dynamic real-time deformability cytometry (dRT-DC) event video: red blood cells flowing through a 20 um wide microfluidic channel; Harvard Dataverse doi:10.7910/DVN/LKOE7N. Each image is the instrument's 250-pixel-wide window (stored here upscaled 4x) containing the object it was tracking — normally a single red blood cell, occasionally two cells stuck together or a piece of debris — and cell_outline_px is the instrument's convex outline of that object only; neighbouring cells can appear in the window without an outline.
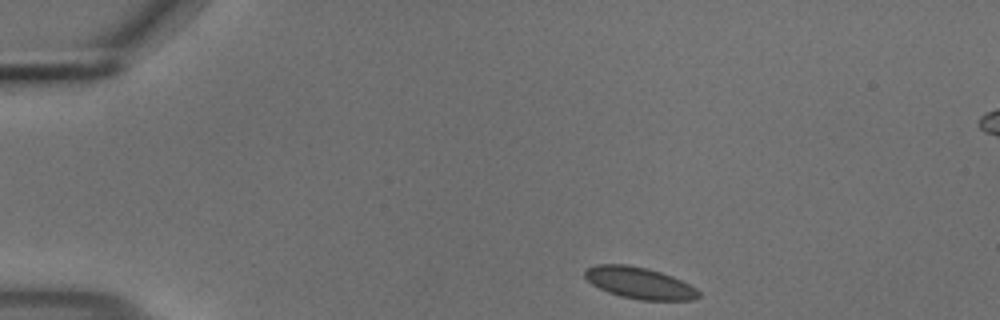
{"species": "common noctule bat (a hibernating species)", "species_latin": "Nyctalus noctula", "temperature_condition": "cold", "stored_images_in_passage": 46, "camera_frame_rate_fps": 3000, "um_per_image_px": 0.085, "animal": {"sex": "male", "body_mass_g": 18.8}, "frame": {"image": 1, "passage_image": 1, "time_ms": 0.0, "image_size_px": [1000, 320], "cell_outline_px": [[700, 296], [696, 300], [640, 300], [620, 296], [608, 292], [592, 284], [584, 276], [584, 268], [596, 264], [628, 264], [648, 268], [672, 276], [696, 288], [700, 292]], "centroid_in_image_um": [54.34, 24.04], "position_along_channel_um": 30.7, "area_um2": 21.04}}
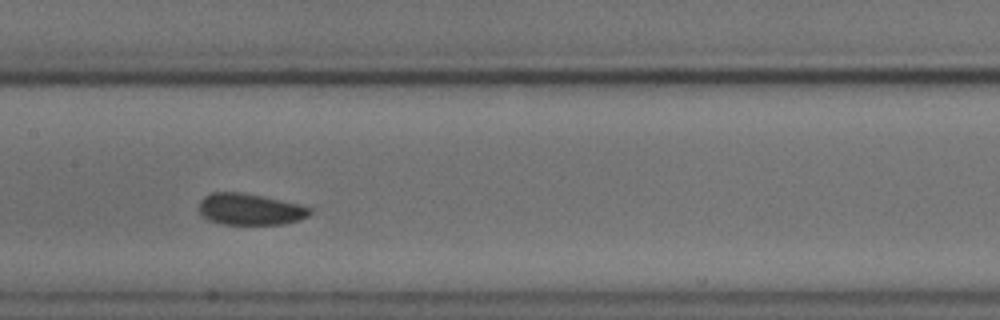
{"frame": {"image": 2, "passage_image": 19, "time_ms": 6.0, "image_size_px": [1000, 320], "cell_outline_px": [[312, 212], [308, 216], [300, 220], [284, 224], [220, 224], [204, 216], [200, 212], [200, 200], [204, 196], [212, 192], [240, 192], [264, 196], [312, 208]], "centroid_in_image_um": [21.27, 17.78], "position_along_channel_um": 186.1, "area_um2": 20.17}}
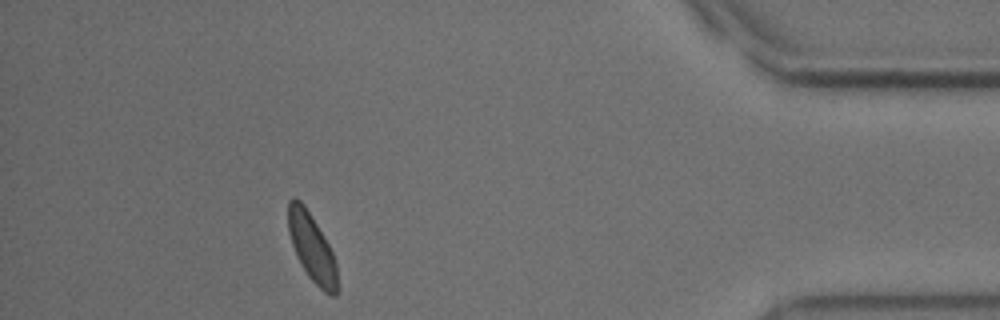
{"frame": {"image": 3, "passage_image": 41, "time_ms": 13.333, "image_size_px": [1000, 320], "cell_outline_px": [[340, 292], [336, 296], [328, 296], [308, 276], [296, 256], [288, 232], [288, 200], [292, 196], [296, 196], [304, 204], [328, 244], [332, 252], [336, 264]], "centroid_in_image_um": [26.52, 21.09], "position_along_channel_um": 408.7, "area_um2": 19.65}, "authors_computed_cell_mechanics": {"area_um2": 20.4612, "velocity_mm_per_s": 3.6573, "shape_relaxation_time_tau1_ms": null, "shape_relaxation_time_tau2_ms": 0.5493, "deformation_change_tau1": null, "deformation_change_tau2": 0.0287}}